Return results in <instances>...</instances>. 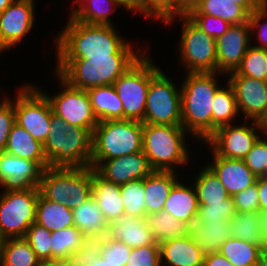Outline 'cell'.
Returning a JSON list of instances; mask_svg holds the SVG:
<instances>
[{"label": "cell", "instance_id": "obj_13", "mask_svg": "<svg viewBox=\"0 0 267 266\" xmlns=\"http://www.w3.org/2000/svg\"><path fill=\"white\" fill-rule=\"evenodd\" d=\"M53 73L55 81L59 83L57 93H50L44 86L35 85L49 100L53 113L67 125H76L93 133L99 121L93 113L87 91L70 86L57 73Z\"/></svg>", "mask_w": 267, "mask_h": 266}, {"label": "cell", "instance_id": "obj_24", "mask_svg": "<svg viewBox=\"0 0 267 266\" xmlns=\"http://www.w3.org/2000/svg\"><path fill=\"white\" fill-rule=\"evenodd\" d=\"M159 246L161 266H203L205 256L189 236L163 241Z\"/></svg>", "mask_w": 267, "mask_h": 266}, {"label": "cell", "instance_id": "obj_64", "mask_svg": "<svg viewBox=\"0 0 267 266\" xmlns=\"http://www.w3.org/2000/svg\"><path fill=\"white\" fill-rule=\"evenodd\" d=\"M2 243H3V238L0 236V254H1V250H2Z\"/></svg>", "mask_w": 267, "mask_h": 266}, {"label": "cell", "instance_id": "obj_11", "mask_svg": "<svg viewBox=\"0 0 267 266\" xmlns=\"http://www.w3.org/2000/svg\"><path fill=\"white\" fill-rule=\"evenodd\" d=\"M143 124L182 126L180 84L162 69L150 80Z\"/></svg>", "mask_w": 267, "mask_h": 266}, {"label": "cell", "instance_id": "obj_4", "mask_svg": "<svg viewBox=\"0 0 267 266\" xmlns=\"http://www.w3.org/2000/svg\"><path fill=\"white\" fill-rule=\"evenodd\" d=\"M144 53H114L111 57L56 59L53 71L70 86L88 89L113 85Z\"/></svg>", "mask_w": 267, "mask_h": 266}, {"label": "cell", "instance_id": "obj_51", "mask_svg": "<svg viewBox=\"0 0 267 266\" xmlns=\"http://www.w3.org/2000/svg\"><path fill=\"white\" fill-rule=\"evenodd\" d=\"M125 266H161L160 246H142L132 248Z\"/></svg>", "mask_w": 267, "mask_h": 266}, {"label": "cell", "instance_id": "obj_38", "mask_svg": "<svg viewBox=\"0 0 267 266\" xmlns=\"http://www.w3.org/2000/svg\"><path fill=\"white\" fill-rule=\"evenodd\" d=\"M51 240V261H63L70 253L78 251L88 242L75 226L52 232Z\"/></svg>", "mask_w": 267, "mask_h": 266}, {"label": "cell", "instance_id": "obj_37", "mask_svg": "<svg viewBox=\"0 0 267 266\" xmlns=\"http://www.w3.org/2000/svg\"><path fill=\"white\" fill-rule=\"evenodd\" d=\"M263 246L230 237L221 245L219 252L234 266H257Z\"/></svg>", "mask_w": 267, "mask_h": 266}, {"label": "cell", "instance_id": "obj_27", "mask_svg": "<svg viewBox=\"0 0 267 266\" xmlns=\"http://www.w3.org/2000/svg\"><path fill=\"white\" fill-rule=\"evenodd\" d=\"M181 177L182 174L174 171H153L144 178L146 214L163 210L168 195Z\"/></svg>", "mask_w": 267, "mask_h": 266}, {"label": "cell", "instance_id": "obj_34", "mask_svg": "<svg viewBox=\"0 0 267 266\" xmlns=\"http://www.w3.org/2000/svg\"><path fill=\"white\" fill-rule=\"evenodd\" d=\"M187 15H211L227 21L230 25L248 22L249 13L232 0H202Z\"/></svg>", "mask_w": 267, "mask_h": 266}, {"label": "cell", "instance_id": "obj_59", "mask_svg": "<svg viewBox=\"0 0 267 266\" xmlns=\"http://www.w3.org/2000/svg\"><path fill=\"white\" fill-rule=\"evenodd\" d=\"M40 266H66L63 261H44Z\"/></svg>", "mask_w": 267, "mask_h": 266}, {"label": "cell", "instance_id": "obj_53", "mask_svg": "<svg viewBox=\"0 0 267 266\" xmlns=\"http://www.w3.org/2000/svg\"><path fill=\"white\" fill-rule=\"evenodd\" d=\"M202 0H174V17L187 15L193 11Z\"/></svg>", "mask_w": 267, "mask_h": 266}, {"label": "cell", "instance_id": "obj_47", "mask_svg": "<svg viewBox=\"0 0 267 266\" xmlns=\"http://www.w3.org/2000/svg\"><path fill=\"white\" fill-rule=\"evenodd\" d=\"M248 22L251 28V43H253L251 45L267 49V1L258 10L249 14Z\"/></svg>", "mask_w": 267, "mask_h": 266}, {"label": "cell", "instance_id": "obj_63", "mask_svg": "<svg viewBox=\"0 0 267 266\" xmlns=\"http://www.w3.org/2000/svg\"><path fill=\"white\" fill-rule=\"evenodd\" d=\"M259 178H264L265 180H267V165L264 168L263 174Z\"/></svg>", "mask_w": 267, "mask_h": 266}, {"label": "cell", "instance_id": "obj_19", "mask_svg": "<svg viewBox=\"0 0 267 266\" xmlns=\"http://www.w3.org/2000/svg\"><path fill=\"white\" fill-rule=\"evenodd\" d=\"M209 157V162H204L213 173L219 178L227 190L229 196L245 190L256 183L257 177L246 166L243 160L229 159L215 155L210 149H205Z\"/></svg>", "mask_w": 267, "mask_h": 266}, {"label": "cell", "instance_id": "obj_17", "mask_svg": "<svg viewBox=\"0 0 267 266\" xmlns=\"http://www.w3.org/2000/svg\"><path fill=\"white\" fill-rule=\"evenodd\" d=\"M251 44L249 22L230 25L216 40L217 72L227 75L236 71Z\"/></svg>", "mask_w": 267, "mask_h": 266}, {"label": "cell", "instance_id": "obj_56", "mask_svg": "<svg viewBox=\"0 0 267 266\" xmlns=\"http://www.w3.org/2000/svg\"><path fill=\"white\" fill-rule=\"evenodd\" d=\"M242 6L249 14L258 10L267 0H232Z\"/></svg>", "mask_w": 267, "mask_h": 266}, {"label": "cell", "instance_id": "obj_1", "mask_svg": "<svg viewBox=\"0 0 267 266\" xmlns=\"http://www.w3.org/2000/svg\"><path fill=\"white\" fill-rule=\"evenodd\" d=\"M62 27L53 39L56 59L111 57L114 53H145L150 49L122 37L112 25L81 23L68 15Z\"/></svg>", "mask_w": 267, "mask_h": 266}, {"label": "cell", "instance_id": "obj_6", "mask_svg": "<svg viewBox=\"0 0 267 266\" xmlns=\"http://www.w3.org/2000/svg\"><path fill=\"white\" fill-rule=\"evenodd\" d=\"M143 123L117 119L98 122L92 133L91 167L101 160L142 151Z\"/></svg>", "mask_w": 267, "mask_h": 266}, {"label": "cell", "instance_id": "obj_45", "mask_svg": "<svg viewBox=\"0 0 267 266\" xmlns=\"http://www.w3.org/2000/svg\"><path fill=\"white\" fill-rule=\"evenodd\" d=\"M198 213L203 223L231 221L236 213V209L232 196H229L222 202L199 205Z\"/></svg>", "mask_w": 267, "mask_h": 266}, {"label": "cell", "instance_id": "obj_39", "mask_svg": "<svg viewBox=\"0 0 267 266\" xmlns=\"http://www.w3.org/2000/svg\"><path fill=\"white\" fill-rule=\"evenodd\" d=\"M260 212L243 213L236 211L230 221L231 237L238 238L256 245H266L261 233Z\"/></svg>", "mask_w": 267, "mask_h": 266}, {"label": "cell", "instance_id": "obj_8", "mask_svg": "<svg viewBox=\"0 0 267 266\" xmlns=\"http://www.w3.org/2000/svg\"><path fill=\"white\" fill-rule=\"evenodd\" d=\"M181 24V36L176 47L179 65L185 73L217 72L216 40L204 33L186 15L167 19L163 25L171 27L175 20Z\"/></svg>", "mask_w": 267, "mask_h": 266}, {"label": "cell", "instance_id": "obj_33", "mask_svg": "<svg viewBox=\"0 0 267 266\" xmlns=\"http://www.w3.org/2000/svg\"><path fill=\"white\" fill-rule=\"evenodd\" d=\"M214 95L212 106V133L221 126L237 122L240 118L237 101L232 86L227 79Z\"/></svg>", "mask_w": 267, "mask_h": 266}, {"label": "cell", "instance_id": "obj_15", "mask_svg": "<svg viewBox=\"0 0 267 266\" xmlns=\"http://www.w3.org/2000/svg\"><path fill=\"white\" fill-rule=\"evenodd\" d=\"M35 1L15 0L0 13V55L15 46L18 48L17 45L34 30L37 22Z\"/></svg>", "mask_w": 267, "mask_h": 266}, {"label": "cell", "instance_id": "obj_30", "mask_svg": "<svg viewBox=\"0 0 267 266\" xmlns=\"http://www.w3.org/2000/svg\"><path fill=\"white\" fill-rule=\"evenodd\" d=\"M192 165H194V169H197L199 172L196 170L195 175L190 174L192 179L190 177L188 179L195 188L199 205H210V203L222 202L229 197L227 190L220 182L219 178L206 164L205 166L204 163L198 166L199 169L197 166L195 168L194 163Z\"/></svg>", "mask_w": 267, "mask_h": 266}, {"label": "cell", "instance_id": "obj_49", "mask_svg": "<svg viewBox=\"0 0 267 266\" xmlns=\"http://www.w3.org/2000/svg\"><path fill=\"white\" fill-rule=\"evenodd\" d=\"M14 123V97L6 93L0 98V152L5 150L8 135Z\"/></svg>", "mask_w": 267, "mask_h": 266}, {"label": "cell", "instance_id": "obj_10", "mask_svg": "<svg viewBox=\"0 0 267 266\" xmlns=\"http://www.w3.org/2000/svg\"><path fill=\"white\" fill-rule=\"evenodd\" d=\"M38 187L0 188V236L24 238L35 222L39 198Z\"/></svg>", "mask_w": 267, "mask_h": 266}, {"label": "cell", "instance_id": "obj_26", "mask_svg": "<svg viewBox=\"0 0 267 266\" xmlns=\"http://www.w3.org/2000/svg\"><path fill=\"white\" fill-rule=\"evenodd\" d=\"M74 226L88 239L95 241L107 236L108 225L93 196L72 209Z\"/></svg>", "mask_w": 267, "mask_h": 266}, {"label": "cell", "instance_id": "obj_62", "mask_svg": "<svg viewBox=\"0 0 267 266\" xmlns=\"http://www.w3.org/2000/svg\"><path fill=\"white\" fill-rule=\"evenodd\" d=\"M73 1V2H72ZM71 3L74 4L73 7L71 9H69V11L71 12L74 8H76L78 6V4L81 2V0H72Z\"/></svg>", "mask_w": 267, "mask_h": 266}, {"label": "cell", "instance_id": "obj_12", "mask_svg": "<svg viewBox=\"0 0 267 266\" xmlns=\"http://www.w3.org/2000/svg\"><path fill=\"white\" fill-rule=\"evenodd\" d=\"M22 82L14 94L15 123L42 144L49 129L52 108L47 97L31 81Z\"/></svg>", "mask_w": 267, "mask_h": 266}, {"label": "cell", "instance_id": "obj_41", "mask_svg": "<svg viewBox=\"0 0 267 266\" xmlns=\"http://www.w3.org/2000/svg\"><path fill=\"white\" fill-rule=\"evenodd\" d=\"M226 76H247L267 82V49L250 46L236 71Z\"/></svg>", "mask_w": 267, "mask_h": 266}, {"label": "cell", "instance_id": "obj_57", "mask_svg": "<svg viewBox=\"0 0 267 266\" xmlns=\"http://www.w3.org/2000/svg\"><path fill=\"white\" fill-rule=\"evenodd\" d=\"M261 216V233L263 235V240L267 244V212H260Z\"/></svg>", "mask_w": 267, "mask_h": 266}, {"label": "cell", "instance_id": "obj_20", "mask_svg": "<svg viewBox=\"0 0 267 266\" xmlns=\"http://www.w3.org/2000/svg\"><path fill=\"white\" fill-rule=\"evenodd\" d=\"M43 171L37 162L0 152V188L38 187Z\"/></svg>", "mask_w": 267, "mask_h": 266}, {"label": "cell", "instance_id": "obj_29", "mask_svg": "<svg viewBox=\"0 0 267 266\" xmlns=\"http://www.w3.org/2000/svg\"><path fill=\"white\" fill-rule=\"evenodd\" d=\"M183 177L173 186L163 209L186 223L194 213L198 212L199 203L192 182L185 179L184 174Z\"/></svg>", "mask_w": 267, "mask_h": 266}, {"label": "cell", "instance_id": "obj_31", "mask_svg": "<svg viewBox=\"0 0 267 266\" xmlns=\"http://www.w3.org/2000/svg\"><path fill=\"white\" fill-rule=\"evenodd\" d=\"M94 115L99 122L123 119V104L113 85L87 90Z\"/></svg>", "mask_w": 267, "mask_h": 266}, {"label": "cell", "instance_id": "obj_50", "mask_svg": "<svg viewBox=\"0 0 267 266\" xmlns=\"http://www.w3.org/2000/svg\"><path fill=\"white\" fill-rule=\"evenodd\" d=\"M195 23L204 33L217 40L225 33L230 24L221 18L211 15H186Z\"/></svg>", "mask_w": 267, "mask_h": 266}, {"label": "cell", "instance_id": "obj_32", "mask_svg": "<svg viewBox=\"0 0 267 266\" xmlns=\"http://www.w3.org/2000/svg\"><path fill=\"white\" fill-rule=\"evenodd\" d=\"M35 222L50 232L74 226L72 209L49 201L39 194Z\"/></svg>", "mask_w": 267, "mask_h": 266}, {"label": "cell", "instance_id": "obj_52", "mask_svg": "<svg viewBox=\"0 0 267 266\" xmlns=\"http://www.w3.org/2000/svg\"><path fill=\"white\" fill-rule=\"evenodd\" d=\"M235 209L243 213L259 212V195L257 181L252 186L232 196Z\"/></svg>", "mask_w": 267, "mask_h": 266}, {"label": "cell", "instance_id": "obj_22", "mask_svg": "<svg viewBox=\"0 0 267 266\" xmlns=\"http://www.w3.org/2000/svg\"><path fill=\"white\" fill-rule=\"evenodd\" d=\"M107 237L123 242L131 248L147 245L159 246L145 218L124 215L122 218L109 223Z\"/></svg>", "mask_w": 267, "mask_h": 266}, {"label": "cell", "instance_id": "obj_14", "mask_svg": "<svg viewBox=\"0 0 267 266\" xmlns=\"http://www.w3.org/2000/svg\"><path fill=\"white\" fill-rule=\"evenodd\" d=\"M237 121L218 127L202 144L217 156L243 160L263 131L259 122Z\"/></svg>", "mask_w": 267, "mask_h": 266}, {"label": "cell", "instance_id": "obj_21", "mask_svg": "<svg viewBox=\"0 0 267 266\" xmlns=\"http://www.w3.org/2000/svg\"><path fill=\"white\" fill-rule=\"evenodd\" d=\"M185 225L187 235L204 256L218 253L221 245L231 237L230 221L203 223L198 212L194 213Z\"/></svg>", "mask_w": 267, "mask_h": 266}, {"label": "cell", "instance_id": "obj_48", "mask_svg": "<svg viewBox=\"0 0 267 266\" xmlns=\"http://www.w3.org/2000/svg\"><path fill=\"white\" fill-rule=\"evenodd\" d=\"M246 166L259 178L267 165V134H262L243 159Z\"/></svg>", "mask_w": 267, "mask_h": 266}, {"label": "cell", "instance_id": "obj_3", "mask_svg": "<svg viewBox=\"0 0 267 266\" xmlns=\"http://www.w3.org/2000/svg\"><path fill=\"white\" fill-rule=\"evenodd\" d=\"M190 139L195 140L183 126L143 124L142 151L154 171L183 174L189 163L195 161L192 155L195 151L189 148Z\"/></svg>", "mask_w": 267, "mask_h": 266}, {"label": "cell", "instance_id": "obj_58", "mask_svg": "<svg viewBox=\"0 0 267 266\" xmlns=\"http://www.w3.org/2000/svg\"><path fill=\"white\" fill-rule=\"evenodd\" d=\"M257 266H267V244L261 248Z\"/></svg>", "mask_w": 267, "mask_h": 266}, {"label": "cell", "instance_id": "obj_44", "mask_svg": "<svg viewBox=\"0 0 267 266\" xmlns=\"http://www.w3.org/2000/svg\"><path fill=\"white\" fill-rule=\"evenodd\" d=\"M51 234L48 229L34 222L24 237L41 262L51 261Z\"/></svg>", "mask_w": 267, "mask_h": 266}, {"label": "cell", "instance_id": "obj_28", "mask_svg": "<svg viewBox=\"0 0 267 266\" xmlns=\"http://www.w3.org/2000/svg\"><path fill=\"white\" fill-rule=\"evenodd\" d=\"M4 152L37 162L43 169L49 167L43 144L34 139L23 127L14 123L8 135Z\"/></svg>", "mask_w": 267, "mask_h": 266}, {"label": "cell", "instance_id": "obj_60", "mask_svg": "<svg viewBox=\"0 0 267 266\" xmlns=\"http://www.w3.org/2000/svg\"><path fill=\"white\" fill-rule=\"evenodd\" d=\"M15 0H0V13L3 12Z\"/></svg>", "mask_w": 267, "mask_h": 266}, {"label": "cell", "instance_id": "obj_18", "mask_svg": "<svg viewBox=\"0 0 267 266\" xmlns=\"http://www.w3.org/2000/svg\"><path fill=\"white\" fill-rule=\"evenodd\" d=\"M93 169L105 180L117 185L145 178L154 171L143 151L101 160Z\"/></svg>", "mask_w": 267, "mask_h": 266}, {"label": "cell", "instance_id": "obj_40", "mask_svg": "<svg viewBox=\"0 0 267 266\" xmlns=\"http://www.w3.org/2000/svg\"><path fill=\"white\" fill-rule=\"evenodd\" d=\"M120 195L126 216L145 218L146 202L144 178L132 180L120 185Z\"/></svg>", "mask_w": 267, "mask_h": 266}, {"label": "cell", "instance_id": "obj_55", "mask_svg": "<svg viewBox=\"0 0 267 266\" xmlns=\"http://www.w3.org/2000/svg\"><path fill=\"white\" fill-rule=\"evenodd\" d=\"M203 266H234L220 252L204 257Z\"/></svg>", "mask_w": 267, "mask_h": 266}, {"label": "cell", "instance_id": "obj_7", "mask_svg": "<svg viewBox=\"0 0 267 266\" xmlns=\"http://www.w3.org/2000/svg\"><path fill=\"white\" fill-rule=\"evenodd\" d=\"M38 188L45 199L74 209L92 196V167H48Z\"/></svg>", "mask_w": 267, "mask_h": 266}, {"label": "cell", "instance_id": "obj_2", "mask_svg": "<svg viewBox=\"0 0 267 266\" xmlns=\"http://www.w3.org/2000/svg\"><path fill=\"white\" fill-rule=\"evenodd\" d=\"M219 78L222 81L226 75L218 72L186 73L180 82L182 126L195 139L194 145L204 143L212 134L213 99L224 84Z\"/></svg>", "mask_w": 267, "mask_h": 266}, {"label": "cell", "instance_id": "obj_54", "mask_svg": "<svg viewBox=\"0 0 267 266\" xmlns=\"http://www.w3.org/2000/svg\"><path fill=\"white\" fill-rule=\"evenodd\" d=\"M257 188L259 195V212H267V180L257 178Z\"/></svg>", "mask_w": 267, "mask_h": 266}, {"label": "cell", "instance_id": "obj_5", "mask_svg": "<svg viewBox=\"0 0 267 266\" xmlns=\"http://www.w3.org/2000/svg\"><path fill=\"white\" fill-rule=\"evenodd\" d=\"M50 125L43 143L49 167H91L92 133L76 125H67L53 112Z\"/></svg>", "mask_w": 267, "mask_h": 266}, {"label": "cell", "instance_id": "obj_35", "mask_svg": "<svg viewBox=\"0 0 267 266\" xmlns=\"http://www.w3.org/2000/svg\"><path fill=\"white\" fill-rule=\"evenodd\" d=\"M145 221L159 244L163 241L188 236L185 222L175 218L164 209L146 214Z\"/></svg>", "mask_w": 267, "mask_h": 266}, {"label": "cell", "instance_id": "obj_46", "mask_svg": "<svg viewBox=\"0 0 267 266\" xmlns=\"http://www.w3.org/2000/svg\"><path fill=\"white\" fill-rule=\"evenodd\" d=\"M95 241L99 244L100 255L106 261L123 263V266L127 264L132 251L131 247L107 236Z\"/></svg>", "mask_w": 267, "mask_h": 266}, {"label": "cell", "instance_id": "obj_65", "mask_svg": "<svg viewBox=\"0 0 267 266\" xmlns=\"http://www.w3.org/2000/svg\"><path fill=\"white\" fill-rule=\"evenodd\" d=\"M3 93H5V92H3V90H2V92H1V89H0V98H1L2 96H4Z\"/></svg>", "mask_w": 267, "mask_h": 266}, {"label": "cell", "instance_id": "obj_16", "mask_svg": "<svg viewBox=\"0 0 267 266\" xmlns=\"http://www.w3.org/2000/svg\"><path fill=\"white\" fill-rule=\"evenodd\" d=\"M242 120L260 122L267 113V82L247 76H226Z\"/></svg>", "mask_w": 267, "mask_h": 266}, {"label": "cell", "instance_id": "obj_25", "mask_svg": "<svg viewBox=\"0 0 267 266\" xmlns=\"http://www.w3.org/2000/svg\"><path fill=\"white\" fill-rule=\"evenodd\" d=\"M120 185L109 182L92 168V196L108 223L125 215Z\"/></svg>", "mask_w": 267, "mask_h": 266}, {"label": "cell", "instance_id": "obj_43", "mask_svg": "<svg viewBox=\"0 0 267 266\" xmlns=\"http://www.w3.org/2000/svg\"><path fill=\"white\" fill-rule=\"evenodd\" d=\"M66 266H123V263L106 261L101 255L99 244L88 241L81 249L70 253L64 260Z\"/></svg>", "mask_w": 267, "mask_h": 266}, {"label": "cell", "instance_id": "obj_23", "mask_svg": "<svg viewBox=\"0 0 267 266\" xmlns=\"http://www.w3.org/2000/svg\"><path fill=\"white\" fill-rule=\"evenodd\" d=\"M122 7L130 13V0H82L68 15L81 23L115 26L111 14Z\"/></svg>", "mask_w": 267, "mask_h": 266}, {"label": "cell", "instance_id": "obj_9", "mask_svg": "<svg viewBox=\"0 0 267 266\" xmlns=\"http://www.w3.org/2000/svg\"><path fill=\"white\" fill-rule=\"evenodd\" d=\"M147 50L113 84L123 104V119L143 123L150 80L161 70Z\"/></svg>", "mask_w": 267, "mask_h": 266}, {"label": "cell", "instance_id": "obj_61", "mask_svg": "<svg viewBox=\"0 0 267 266\" xmlns=\"http://www.w3.org/2000/svg\"><path fill=\"white\" fill-rule=\"evenodd\" d=\"M260 127L262 128L263 134H267V113L262 118V120L259 122Z\"/></svg>", "mask_w": 267, "mask_h": 266}, {"label": "cell", "instance_id": "obj_42", "mask_svg": "<svg viewBox=\"0 0 267 266\" xmlns=\"http://www.w3.org/2000/svg\"><path fill=\"white\" fill-rule=\"evenodd\" d=\"M130 12L161 25L174 17V0H130Z\"/></svg>", "mask_w": 267, "mask_h": 266}, {"label": "cell", "instance_id": "obj_36", "mask_svg": "<svg viewBox=\"0 0 267 266\" xmlns=\"http://www.w3.org/2000/svg\"><path fill=\"white\" fill-rule=\"evenodd\" d=\"M41 261L24 238L3 239L0 266H40Z\"/></svg>", "mask_w": 267, "mask_h": 266}]
</instances>
